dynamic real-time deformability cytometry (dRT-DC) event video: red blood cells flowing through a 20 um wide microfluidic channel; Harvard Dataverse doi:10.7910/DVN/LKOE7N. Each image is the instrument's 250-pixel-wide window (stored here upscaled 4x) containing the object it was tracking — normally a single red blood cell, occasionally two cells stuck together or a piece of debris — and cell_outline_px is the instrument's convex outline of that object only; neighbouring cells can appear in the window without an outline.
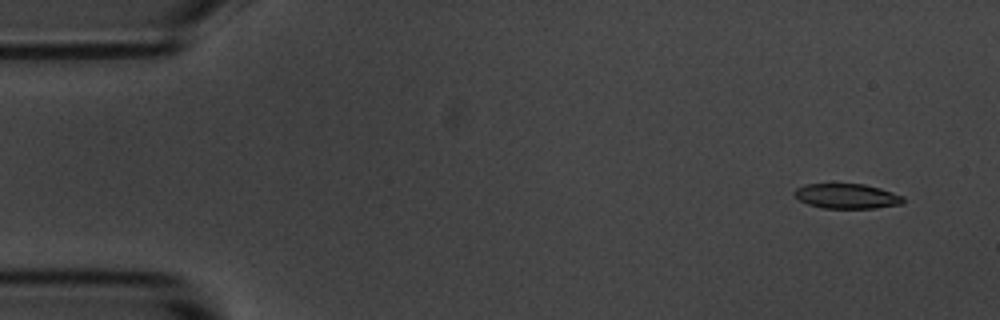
{"species": "common noctule bat (a hibernating species)", "species_latin": "Nyctalus noctula", "temperature_condition": "room temperature", "stored_images_in_passage": 54, "camera_frame_rate_fps": 3000, "um_per_image_px": 0.085, "animal": {"sex": "male", "body_mass_g": 20.1, "forearm_length_mm": 53.5}, "frame": {"image": 1, "passage_image": 3, "time_ms": 0.667, "image_size_px": [1000, 320], "cell_outline_px": [[904, 204], [876, 208], [824, 208], [808, 204], [800, 200], [792, 192], [796, 188], [804, 184], [864, 184], [880, 188], [904, 196]], "centroid_in_image_um": [72.01, 16.67], "position_along_channel_um": 13.0, "area_um2": 15.84}}
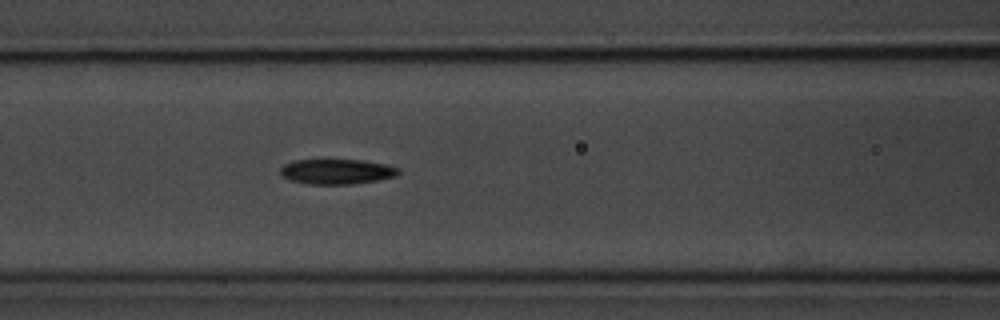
{"frame": {"image": 2, "passage_image": 22, "time_ms": 7.0, "image_size_px": [1000, 320], "cell_outline_px": [[400, 172], [396, 176], [376, 180], [352, 184], [308, 184], [292, 180], [284, 176], [280, 172], [280, 168], [284, 164], [296, 160], [364, 160], [388, 164], [400, 168]], "centroid_in_image_um": [28.67, 14.57], "position_along_channel_um": 137.9, "area_um2": 17.22}}
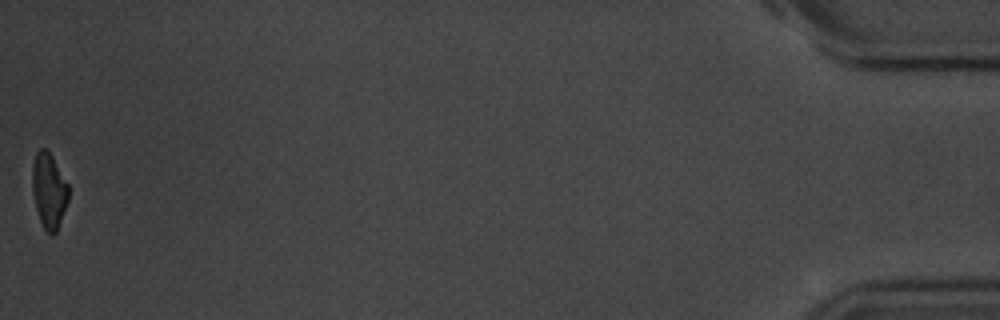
{"frame": {"image": 3, "passage_image": 54, "time_ms": 17.667, "image_size_px": [1000, 320], "cell_outline_px": [[68, 200], [56, 232], [52, 236], [44, 228], [40, 220], [36, 208], [32, 192], [32, 164], [36, 152], [40, 148], [44, 148], [52, 156], [68, 184]], "centroid_in_image_um": [4.14, 16.19], "position_along_channel_um": 431.1, "area_um2": 15.72}, "authors_computed_cell_mechanics": {"area_um2": 17.1088, "velocity_mm_per_s": 3.6715, "shape_relaxation_time_tau1_ms": 3.9995, "shape_relaxation_time_tau2_ms": null, "deformation_change_tau1": 0.166, "deformation_change_tau2": null}}